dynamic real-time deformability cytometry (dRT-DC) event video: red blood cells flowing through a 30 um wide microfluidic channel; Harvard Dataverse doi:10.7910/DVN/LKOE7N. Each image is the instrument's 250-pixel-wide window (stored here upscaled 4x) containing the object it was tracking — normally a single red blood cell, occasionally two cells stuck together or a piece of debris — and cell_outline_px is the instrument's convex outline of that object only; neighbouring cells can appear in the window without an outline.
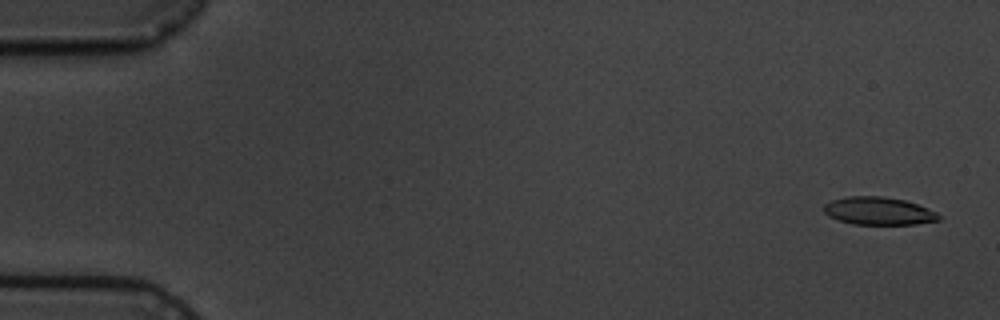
{"species": "common noctule bat (a hibernating species)", "species_latin": "Nyctalus noctula", "temperature_condition": "cold", "stored_images_in_passage": 6, "camera_frame_rate_fps": 3000, "um_per_image_px": 0.085, "animal": {"sex": "male", "body_mass_g": 19.5, "forearm_length_mm": 54.6}, "frame": {"image": 1, "passage_image": 1, "time_ms": 0.0, "image_size_px": [1000, 320], "cell_outline_px": [[940, 220], [916, 224], [852, 224], [828, 216], [824, 212], [824, 204], [832, 200], [848, 196], [884, 196], [904, 200], [916, 204], [936, 212], [940, 216]], "centroid_in_image_um": [74.66, 17.93], "position_along_channel_um": 10.3, "area_um2": 18.5}}
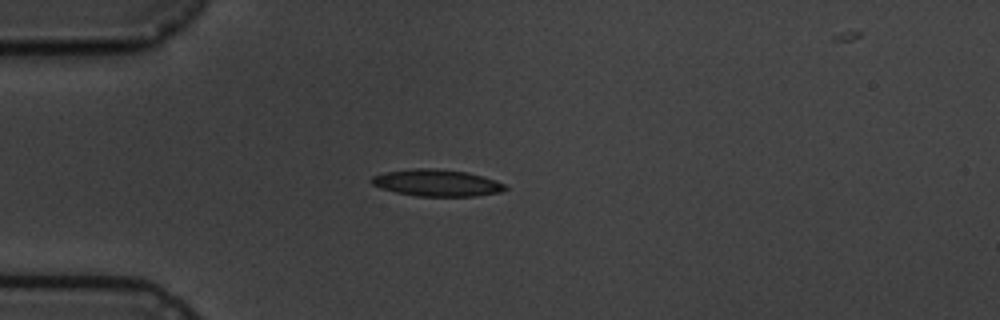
{"frame": {"image": 2, "passage_image": 5, "time_ms": 4.333, "image_size_px": [1000, 320], "cell_outline_px": [[508, 188], [500, 192], [476, 196], [416, 196], [396, 192], [380, 188], [372, 184], [368, 180], [372, 176], [388, 172], [412, 168], [436, 168], [468, 172], [484, 176], [496, 180], [504, 184]], "centroid_in_image_um": [37.13, 15.54], "position_along_channel_um": 47.9, "area_um2": 20.98}}